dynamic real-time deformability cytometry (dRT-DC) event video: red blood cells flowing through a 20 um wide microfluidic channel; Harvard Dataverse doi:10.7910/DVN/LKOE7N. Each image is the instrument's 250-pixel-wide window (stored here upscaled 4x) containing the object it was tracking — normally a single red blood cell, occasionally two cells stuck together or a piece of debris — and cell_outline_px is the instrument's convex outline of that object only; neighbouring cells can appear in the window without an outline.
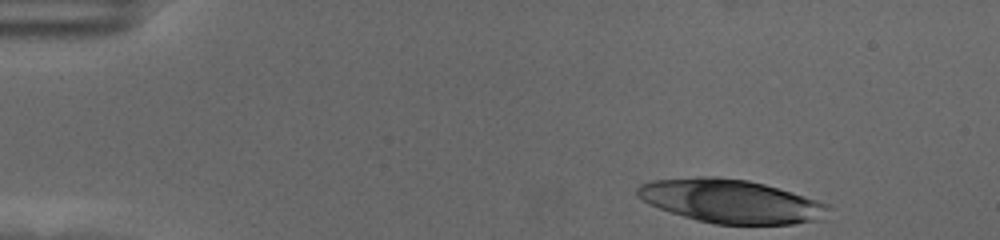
{"species": "human", "species_latin": "Homo sapiens", "temperature_condition": "cold", "stored_images_in_passage": 52, "camera_frame_rate_fps": 3000, "um_per_image_px": 0.085, "donor": {"sex": "female"}, "frame": {"image": 1, "passage_image": 1, "time_ms": 0.0, "image_size_px": [1000, 240], "cell_outline_px": [[828, 208], [824, 220], [792, 224], [716, 224], [696, 220], [648, 204], [636, 196], [636, 188], [640, 184], [652, 180], [700, 176], [716, 176], [748, 180], [764, 184], [816, 200], [828, 204]], "centroid_in_image_um": [62.08, 17.1], "position_along_channel_um": 22.9, "area_um2": 48.38}}
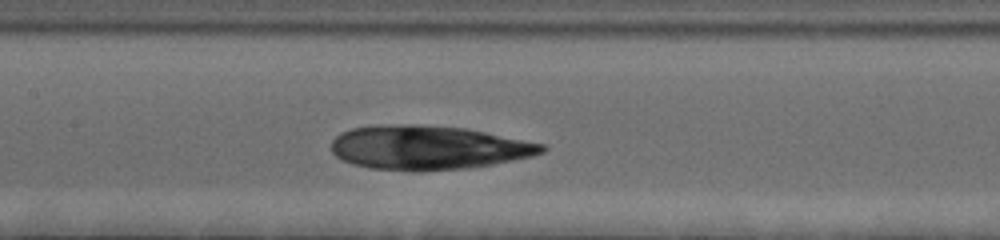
{"frame": {"image": 2, "passage_image": 22, "time_ms": 7.0, "image_size_px": [1000, 240], "cell_outline_px": [[548, 148], [544, 152], [532, 156], [492, 164], [468, 168], [412, 172], [368, 168], [352, 164], [336, 156], [332, 152], [332, 140], [340, 132], [352, 128], [380, 124], [420, 124], [468, 128], [544, 144]], "centroid_in_image_um": [36.37, 12.54], "position_along_channel_um": 171.0, "area_um2": 54.62}}
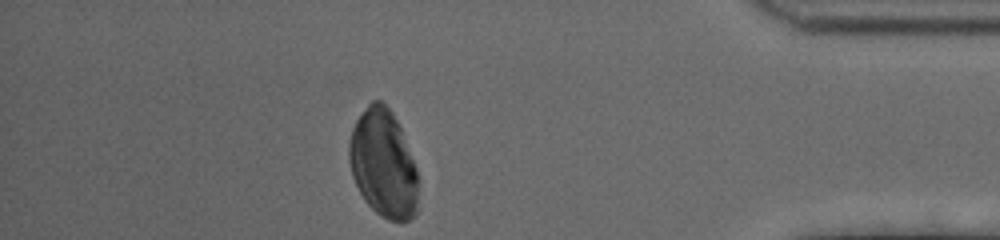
{"frame": {"image": 3, "passage_image": 45, "time_ms": 14.667, "image_size_px": [1000, 240], "cell_outline_px": [[416, 216], [400, 224], [388, 220], [380, 216], [364, 200], [352, 176], [348, 160], [348, 144], [352, 128], [356, 120], [368, 104], [372, 100], [380, 100], [392, 112], [400, 128], [416, 168]], "centroid_in_image_um": [32.55, 13.94], "position_along_channel_um": 402.7, "area_um2": 43.29}, "authors_computed_cell_mechanics": {"area_um2": 48.8121, "velocity_mm_per_s": 3.4791, "shape_relaxation_time_tau1_ms": 7.4051, "shape_relaxation_time_tau2_ms": null, "deformation_change_tau1": 0.3948, "deformation_change_tau2": null}}